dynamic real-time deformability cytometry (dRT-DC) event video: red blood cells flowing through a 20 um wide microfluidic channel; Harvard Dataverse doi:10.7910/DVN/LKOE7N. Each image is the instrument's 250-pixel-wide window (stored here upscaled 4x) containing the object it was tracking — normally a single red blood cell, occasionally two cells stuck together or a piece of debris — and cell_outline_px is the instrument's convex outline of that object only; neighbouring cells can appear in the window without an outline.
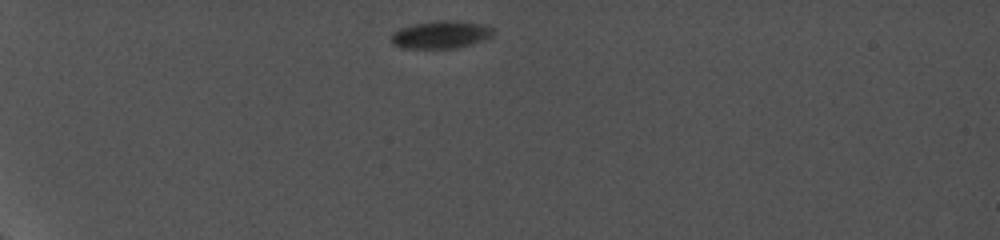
{"species": "common noctule bat (a hibernating species)", "species_latin": "Nyctalus noctula", "temperature_condition": "cold", "stored_images_in_passage": 34, "camera_frame_rate_fps": 5000, "um_per_image_px": 0.085, "animal": {"sex": "female", "body_mass_g": 19.0, "forearm_length_mm": 56.7}, "frame": {"image": 1, "passage_image": 1, "time_ms": 0.0, "image_size_px": [1000, 240], "cell_outline_px": [[496, 32], [492, 36], [484, 40], [472, 44], [456, 48], [400, 48], [392, 44], [392, 32], [400, 28], [412, 24], [436, 20], [456, 20], [484, 24], [492, 28]], "centroid_in_image_um": [37.49, 2.93], "position_along_channel_um": 47.5, "area_um2": 16.7}}
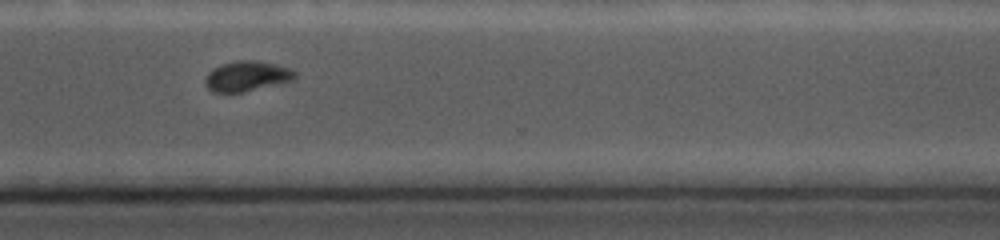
{"frame": {"image": 2, "passage_image": 28, "time_ms": 9.6, "image_size_px": [1000, 240], "cell_outline_px": [[296, 76], [292, 80], [240, 92], [212, 92], [208, 88], [204, 80], [208, 72], [212, 68], [220, 64], [240, 60], [256, 60], [292, 68], [296, 72]], "centroid_in_image_um": [20.96, 6.45], "position_along_channel_um": 349.6, "area_um2": 15.61}}
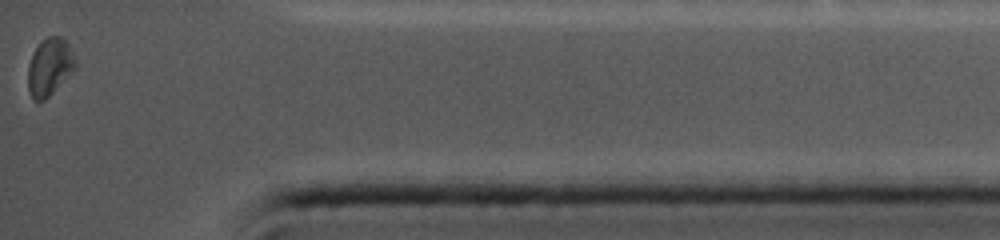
{"frame": {"image": 3, "passage_image": 34, "time_ms": 12.0, "image_size_px": [1000, 240], "cell_outline_px": [[76, 68], [44, 100], [32, 100], [28, 92], [28, 64], [36, 48], [48, 36], [60, 36], [68, 44], [76, 60]], "centroid_in_image_um": [4.21, 5.7], "position_along_channel_um": 431.0, "area_um2": 15.55}, "authors_computed_cell_mechanics": {"area_um2": 16.7042, "velocity_mm_per_s": 3.8051, "shape_relaxation_time_tau1_ms": 1.8029, "shape_relaxation_time_tau2_ms": 5.2101, "deformation_change_tau1": 0.0633, "deformation_change_tau2": 0.0752}}